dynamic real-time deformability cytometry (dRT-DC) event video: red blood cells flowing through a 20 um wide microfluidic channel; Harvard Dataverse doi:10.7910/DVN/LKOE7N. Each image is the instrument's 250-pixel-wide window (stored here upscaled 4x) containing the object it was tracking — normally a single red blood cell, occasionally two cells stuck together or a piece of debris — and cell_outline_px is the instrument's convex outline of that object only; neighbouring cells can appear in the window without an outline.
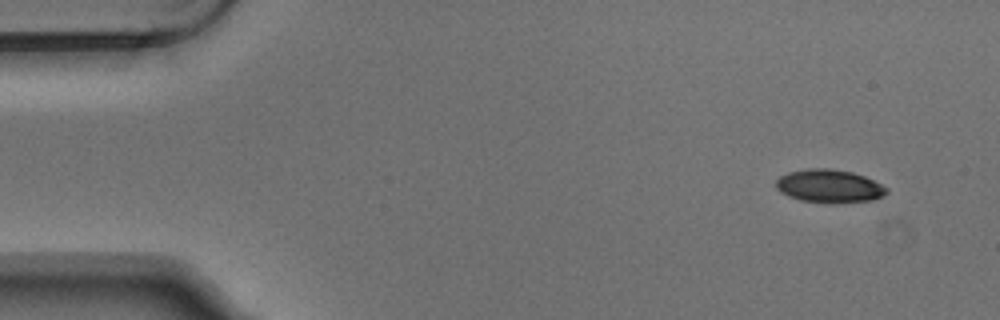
{"species": "Egyptian fruit bat (a non-hibernating species)", "species_latin": "Rousettus aegyptiacus", "temperature_condition": "warm", "stored_images_in_passage": 4, "camera_frame_rate_fps": 3000, "um_per_image_px": 0.085, "animal": {"sex": "male"}, "frame": {"image": 1, "passage_image": 1, "time_ms": 0.0, "image_size_px": [1000, 320], "cell_outline_px": [[888, 192], [884, 196], [872, 200], [832, 204], [800, 200], [788, 196], [780, 192], [776, 188], [776, 180], [780, 176], [788, 172], [808, 168], [828, 168], [852, 172], [864, 176], [888, 188]], "centroid_in_image_um": [70.48, 15.83], "position_along_channel_um": 14.5, "area_um2": 21.56}}
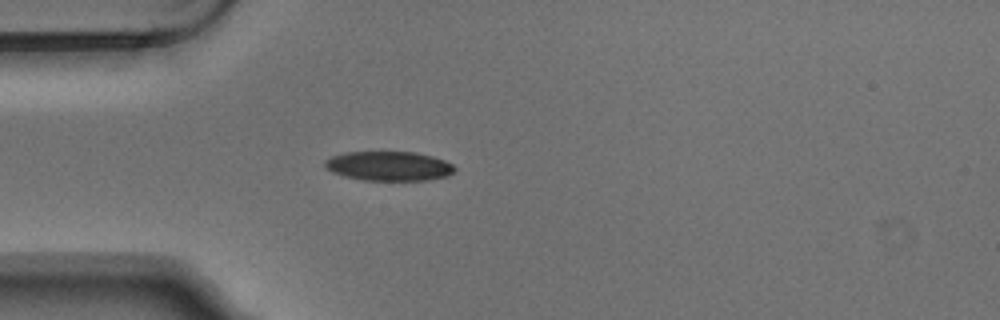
{"frame": {"image": 2, "passage_image": 4, "time_ms": 1.0, "image_size_px": [1000, 320], "cell_outline_px": [[456, 172], [448, 176], [428, 180], [364, 180], [344, 176], [332, 172], [324, 164], [324, 160], [332, 156], [344, 152], [416, 152], [432, 156], [444, 160], [452, 164], [456, 168]], "centroid_in_image_um": [33.09, 14.11], "position_along_channel_um": 51.9, "area_um2": 22.31}}